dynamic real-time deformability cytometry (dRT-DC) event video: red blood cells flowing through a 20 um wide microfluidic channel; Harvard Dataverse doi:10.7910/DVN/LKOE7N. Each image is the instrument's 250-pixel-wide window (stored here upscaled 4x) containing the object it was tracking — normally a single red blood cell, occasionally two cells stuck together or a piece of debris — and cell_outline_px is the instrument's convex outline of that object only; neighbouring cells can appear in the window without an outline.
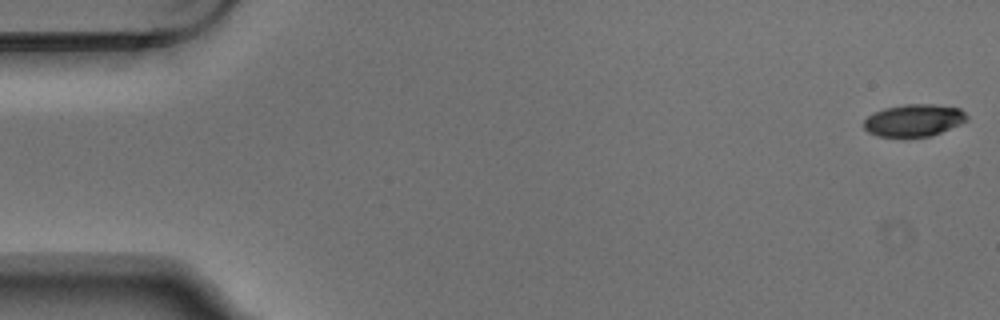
{"species": "Egyptian fruit bat (a non-hibernating species)", "species_latin": "Rousettus aegyptiacus", "temperature_condition": "warm", "stored_images_in_passage": 6, "segment_of_instrument_passage": [1, 2], "camera_frame_rate_fps": 3000, "um_per_image_px": 0.085, "animal": {"sex": "male"}, "frame": {"image": 1, "passage_image": 1, "time_ms": 0.0, "image_size_px": [1000, 320], "cell_outline_px": [[968, 120], [960, 124], [932, 136], [904, 140], [876, 136], [868, 132], [864, 128], [864, 120], [868, 116], [884, 108], [904, 104], [936, 104], [960, 108], [968, 116]], "centroid_in_image_um": [77.67, 10.27], "position_along_channel_um": 7.3, "area_um2": 20.11}}
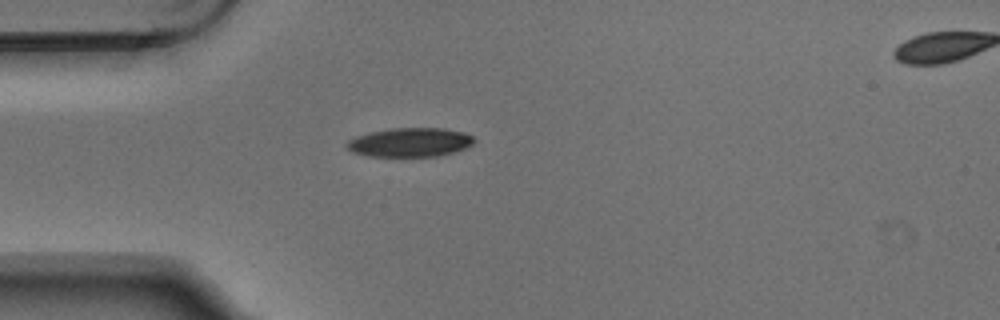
{"frame": {"image": 2, "passage_image": 5, "time_ms": 1.333, "image_size_px": [1000, 320], "cell_outline_px": [[476, 140], [472, 144], [464, 148], [452, 152], [436, 156], [368, 156], [352, 152], [344, 144], [348, 140], [356, 136], [372, 132], [392, 128], [444, 128], [464, 132], [472, 136]], "centroid_in_image_um": [34.84, 12.09], "position_along_channel_um": 50.2, "area_um2": 21.39}}